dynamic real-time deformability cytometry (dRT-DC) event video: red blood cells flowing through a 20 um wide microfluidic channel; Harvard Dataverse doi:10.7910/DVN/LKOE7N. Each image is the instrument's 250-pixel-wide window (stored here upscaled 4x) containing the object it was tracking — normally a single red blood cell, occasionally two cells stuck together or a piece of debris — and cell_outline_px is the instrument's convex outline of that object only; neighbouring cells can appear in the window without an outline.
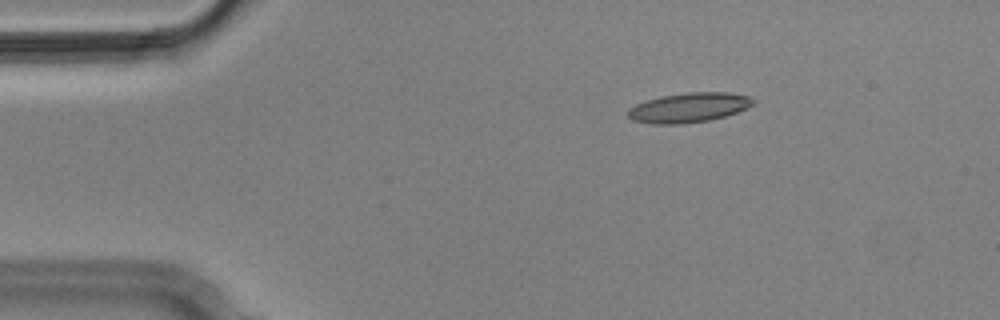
{"species": "Egyptian fruit bat (a non-hibernating species)", "species_latin": "Rousettus aegyptiacus", "temperature_condition": "cold", "stored_images_in_passage": 2, "camera_frame_rate_fps": 3000, "um_per_image_px": 0.085, "animal": {"sex": "male"}, "frame": {"image": 1, "passage_image": 1, "time_ms": 0.0, "image_size_px": [1000, 320], "cell_outline_px": [[756, 100], [752, 104], [736, 112], [724, 116], [708, 120], [684, 124], [652, 124], [632, 120], [628, 116], [628, 108], [636, 104], [660, 96], [688, 92], [728, 92], [748, 96]], "centroid_in_image_um": [58.51, 9.14], "position_along_channel_um": 26.5, "area_um2": 21.5}}